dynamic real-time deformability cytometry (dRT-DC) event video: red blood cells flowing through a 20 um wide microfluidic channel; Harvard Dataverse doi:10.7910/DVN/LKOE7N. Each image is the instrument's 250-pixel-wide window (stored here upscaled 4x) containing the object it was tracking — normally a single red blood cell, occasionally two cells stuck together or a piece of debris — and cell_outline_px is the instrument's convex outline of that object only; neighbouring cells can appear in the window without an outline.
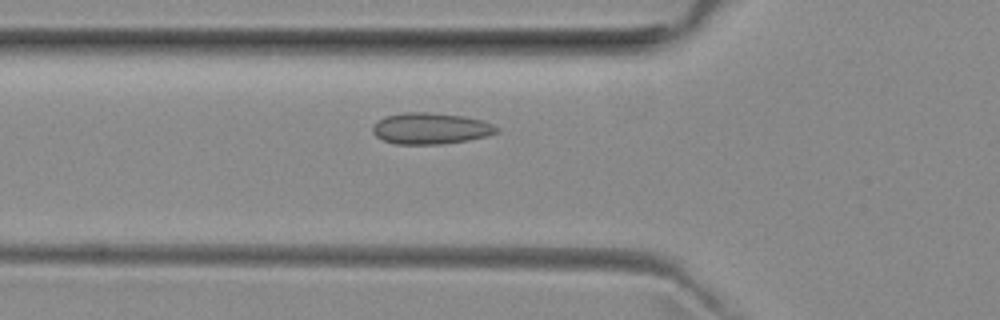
{"species": "common noctule bat (a hibernating species)", "species_latin": "Nyctalus noctula", "temperature_condition": "room temperature", "stored_images_in_passage": 50, "camera_frame_rate_fps": 3000, "um_per_image_px": 0.085, "animal": {"sex": "female", "body_mass_g": 29.2, "forearm_length_mm": 56.3}, "frame": {"image": 1, "passage_image": 16, "time_ms": 5.0, "image_size_px": [1000, 320], "cell_outline_px": [[500, 132], [488, 136], [468, 140], [440, 144], [396, 144], [384, 140], [376, 136], [372, 132], [372, 124], [376, 120], [388, 116], [404, 112], [428, 112], [464, 116], [484, 120], [500, 128]], "centroid_in_image_um": [36.63, 10.91], "position_along_channel_um": 89.2, "area_um2": 22.83}}
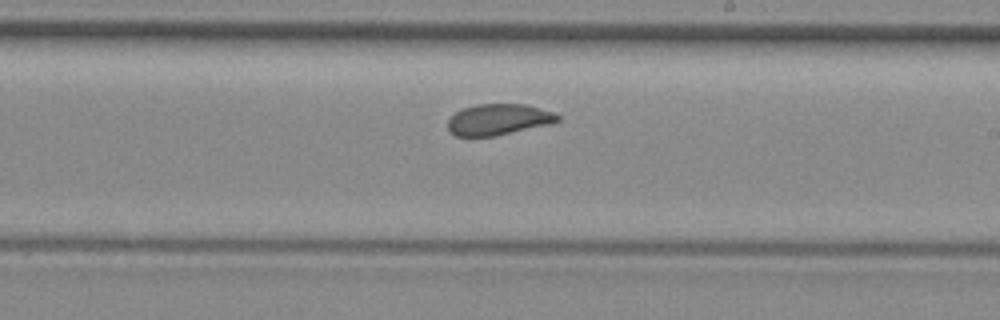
{"frame": {"image": 2, "passage_image": 28, "time_ms": 9.0, "image_size_px": [1000, 320], "cell_outline_px": [[560, 120], [548, 124], [496, 136], [456, 136], [448, 132], [448, 120], [456, 112], [464, 108], [476, 104], [524, 104], [556, 112], [560, 116]], "centroid_in_image_um": [42.37, 10.16], "position_along_channel_um": 246.6, "area_um2": 19.88}}
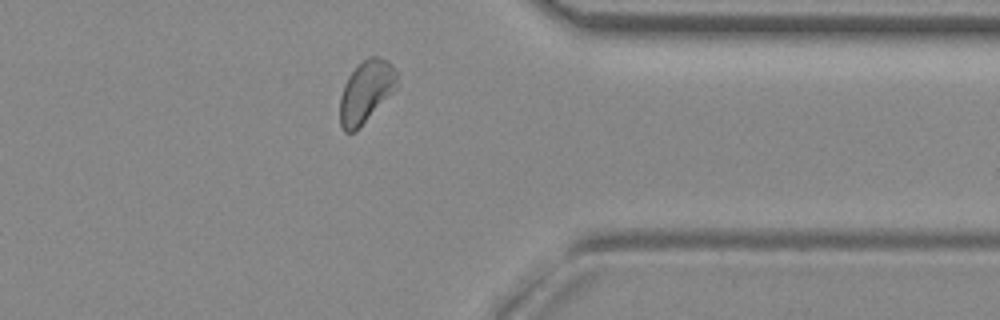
{"frame": {"image": 3, "passage_image": 39, "time_ms": 12.667, "image_size_px": [1000, 320], "cell_outline_px": [[400, 88], [356, 132], [344, 132], [340, 124], [340, 96], [344, 84], [348, 76], [368, 56], [376, 56], [388, 60], [392, 64], [396, 72]], "centroid_in_image_um": [31.17, 7.82], "position_along_channel_um": 380.2, "area_um2": 21.33}, "authors_computed_cell_mechanics": {"area_um2": 21.0681, "velocity_mm_per_s": 3.9479, "shape_relaxation_time_tau1_ms": null, "shape_relaxation_time_tau2_ms": 0.716, "deformation_change_tau1": null, "deformation_change_tau2": 0.0513}}